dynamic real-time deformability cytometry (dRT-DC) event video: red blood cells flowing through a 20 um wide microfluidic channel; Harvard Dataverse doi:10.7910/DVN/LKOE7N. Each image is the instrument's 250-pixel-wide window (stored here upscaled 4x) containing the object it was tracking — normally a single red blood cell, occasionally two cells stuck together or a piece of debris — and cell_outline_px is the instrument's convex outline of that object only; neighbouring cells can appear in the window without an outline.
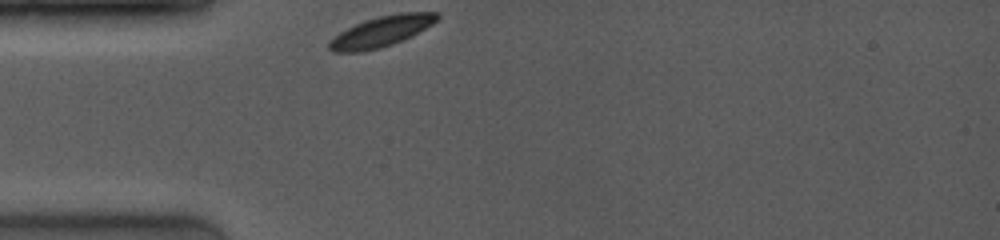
{"species": "common noctule bat (a hibernating species)", "species_latin": "Nyctalus noctula", "temperature_condition": "room temperature", "stored_images_in_passage": 21, "camera_frame_rate_fps": 4000, "um_per_image_px": 0.085, "animal": {"sex": "female", "body_mass_g": 19.0, "forearm_length_mm": 53.3}, "frame": {"image": 1, "passage_image": 1, "time_ms": 0.0, "image_size_px": [1000, 240], "cell_outline_px": [[440, 16], [432, 24], [392, 44], [380, 48], [360, 52], [332, 52], [328, 48], [328, 40], [340, 32], [364, 20], [380, 16], [400, 12], [440, 12]], "centroid_in_image_um": [32.36, 2.67], "position_along_channel_um": 52.6, "area_um2": 18.96}}
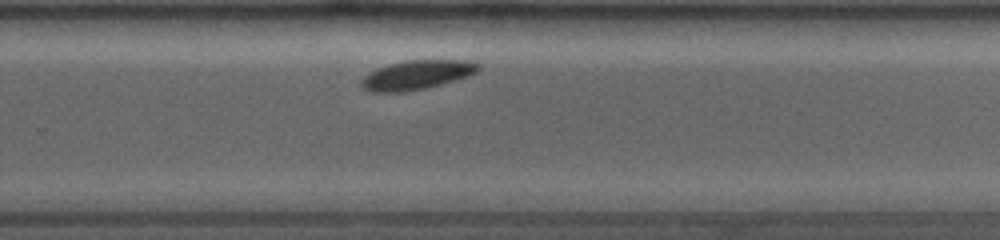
{"frame": {"image": 2, "passage_image": 18, "time_ms": 6.5, "image_size_px": [1000, 240], "cell_outline_px": [[480, 68], [476, 72], [468, 76], [456, 80], [424, 88], [404, 92], [368, 92], [360, 84], [360, 80], [368, 72], [376, 68], [388, 64], [404, 60], [468, 60], [480, 64]], "centroid_in_image_um": [35.39, 6.36], "position_along_channel_um": 294.4, "area_um2": 20.06}}
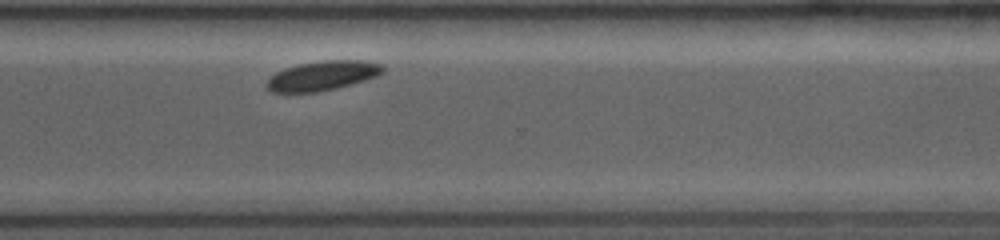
{"frame": {"image": 3, "passage_image": 21, "time_ms": 7.75, "image_size_px": [1000, 240], "cell_outline_px": [[384, 72], [376, 76], [364, 80], [336, 88], [316, 92], [272, 92], [264, 84], [276, 72], [284, 68], [300, 64], [324, 60], [364, 60], [384, 64]], "centroid_in_image_um": [27.43, 6.42], "position_along_channel_um": 343.2, "area_um2": 19.88}}